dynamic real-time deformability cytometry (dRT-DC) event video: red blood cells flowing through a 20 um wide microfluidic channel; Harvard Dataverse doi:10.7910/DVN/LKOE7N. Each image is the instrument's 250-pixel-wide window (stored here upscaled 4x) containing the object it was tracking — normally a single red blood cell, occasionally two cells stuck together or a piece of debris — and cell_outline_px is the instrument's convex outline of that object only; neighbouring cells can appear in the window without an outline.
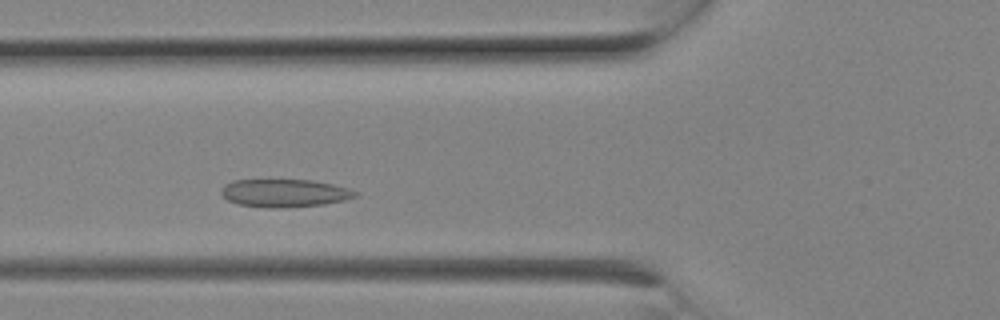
{"species": "Egyptian fruit bat (a non-hibernating species)", "species_latin": "Rousettus aegyptiacus", "temperature_condition": "room temperature", "stored_images_in_passage": 4, "camera_frame_rate_fps": 3000, "um_per_image_px": 0.085, "animal": {"sex": "female"}, "frame": {"image": 1, "passage_image": 3, "time_ms": 0.667, "image_size_px": [1000, 320], "cell_outline_px": [[360, 192], [356, 196], [344, 200], [324, 204], [276, 208], [272, 208], [240, 204], [228, 200], [220, 192], [224, 184], [232, 180], [312, 180], [332, 184], [348, 188]], "centroid_in_image_um": [24.19, 16.4], "position_along_channel_um": 101.6, "area_um2": 21.62}}
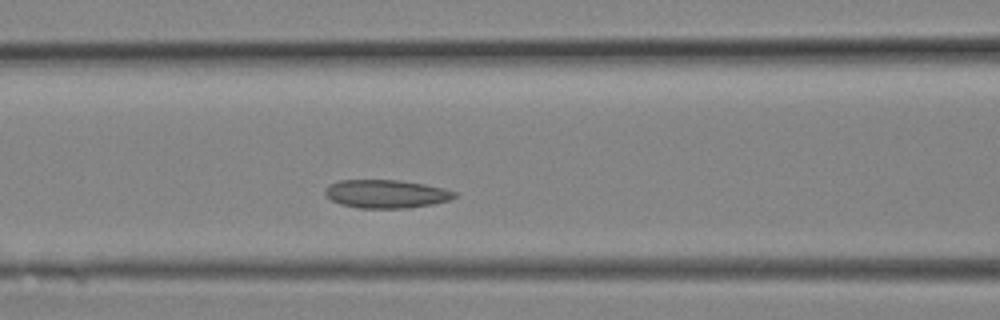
{"frame": {"image": 2, "passage_image": 4, "time_ms": 1.0, "image_size_px": [1000, 320], "cell_outline_px": [[456, 196], [448, 200], [432, 204], [408, 208], [360, 208], [340, 204], [332, 200], [324, 192], [324, 188], [328, 184], [340, 180], [400, 180], [424, 184], [444, 188], [456, 192]], "centroid_in_image_um": [32.8, 16.47], "position_along_channel_um": 133.8, "area_um2": 21.33}}